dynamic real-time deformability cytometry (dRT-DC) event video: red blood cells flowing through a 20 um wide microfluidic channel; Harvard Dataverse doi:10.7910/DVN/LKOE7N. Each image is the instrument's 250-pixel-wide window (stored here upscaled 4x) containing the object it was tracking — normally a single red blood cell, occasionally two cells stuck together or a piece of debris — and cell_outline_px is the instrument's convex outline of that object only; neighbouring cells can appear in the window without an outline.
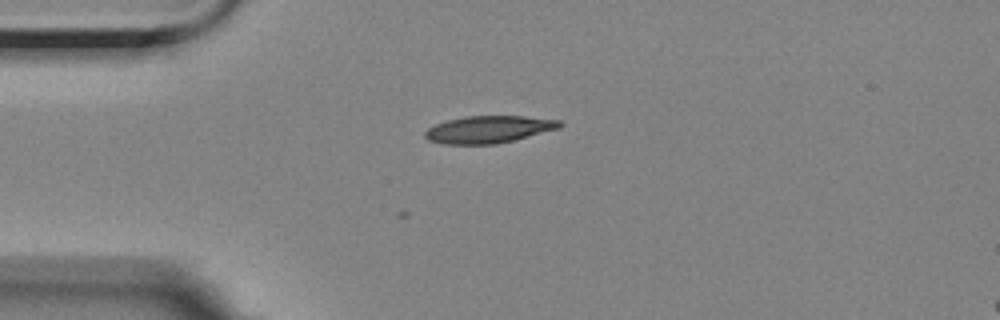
{"species": "Egyptian fruit bat (a non-hibernating species)", "species_latin": "Rousettus aegyptiacus", "temperature_condition": "room temperature", "stored_images_in_passage": 2, "camera_frame_rate_fps": 3000, "um_per_image_px": 0.085, "animal": {"sex": "female"}, "frame": {"image": 1, "passage_image": 2, "time_ms": 0.333, "image_size_px": [1000, 320], "cell_outline_px": [[564, 124], [560, 128], [496, 144], [444, 144], [428, 140], [424, 136], [424, 132], [428, 128], [436, 124], [448, 120], [464, 116], [524, 116], [560, 120]], "centroid_in_image_um": [41.53, 10.99], "position_along_channel_um": 43.5, "area_um2": 21.27}}